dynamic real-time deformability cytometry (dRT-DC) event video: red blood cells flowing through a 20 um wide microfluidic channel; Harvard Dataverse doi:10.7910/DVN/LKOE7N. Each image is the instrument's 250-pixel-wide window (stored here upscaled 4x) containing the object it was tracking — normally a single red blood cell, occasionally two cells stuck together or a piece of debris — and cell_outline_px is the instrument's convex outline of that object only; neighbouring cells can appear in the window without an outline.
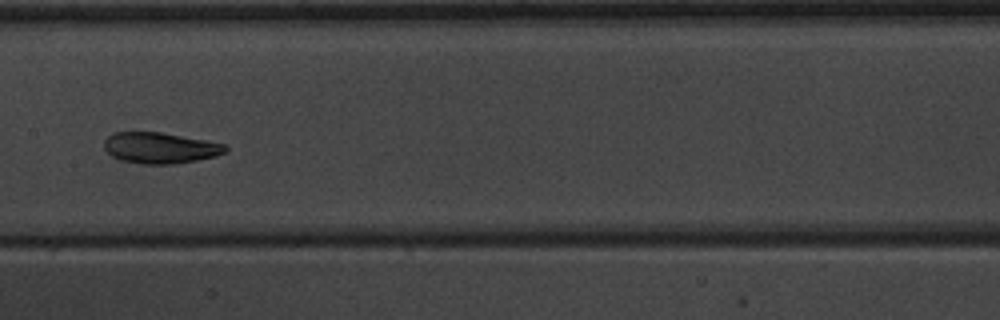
{"species": "common noctule bat (a hibernating species)", "species_latin": "Nyctalus noctula", "temperature_condition": "warm", "stored_images_in_passage": 7, "camera_frame_rate_fps": 3000, "um_per_image_px": 0.085, "animal": {"sex": "male", "body_mass_g": 20.1, "forearm_length_mm": 53.5}, "frame": {"image": 1, "passage_image": 7, "time_ms": 7.0, "image_size_px": [1000, 320], "cell_outline_px": [[228, 148], [224, 152], [216, 156], [196, 160], [172, 164], [144, 164], [120, 160], [112, 156], [104, 148], [104, 140], [112, 132], [160, 132], [208, 140], [228, 144]], "centroid_in_image_um": [13.62, 12.56], "position_along_channel_um": 193.8, "area_um2": 22.02}}